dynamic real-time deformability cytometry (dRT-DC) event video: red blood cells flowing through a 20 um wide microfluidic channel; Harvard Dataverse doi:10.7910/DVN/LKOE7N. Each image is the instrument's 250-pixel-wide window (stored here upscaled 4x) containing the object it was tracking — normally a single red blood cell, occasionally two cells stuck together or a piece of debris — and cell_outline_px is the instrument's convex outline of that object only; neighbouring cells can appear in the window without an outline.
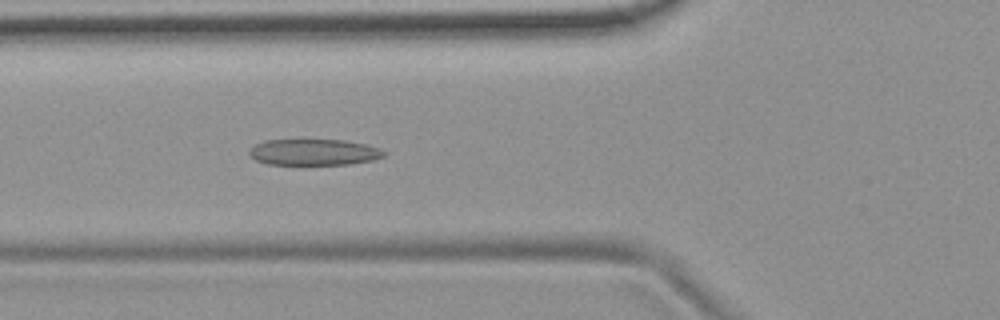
{"species": "common noctule bat (a hibernating species)", "species_latin": "Nyctalus noctula", "temperature_condition": "room temperature", "stored_images_in_passage": 53, "camera_frame_rate_fps": 3000, "um_per_image_px": 0.085, "animal": {"sex": "female", "body_mass_g": 19.9}, "frame": {"image": 1, "passage_image": 19, "time_ms": 6.0, "image_size_px": [1000, 320], "cell_outline_px": [[388, 152], [384, 156], [372, 160], [352, 164], [268, 164], [256, 160], [248, 156], [248, 152], [256, 144], [264, 140], [344, 140], [364, 144], [380, 148]], "centroid_in_image_um": [26.69, 12.93], "position_along_channel_um": 99.1, "area_um2": 20.52}}
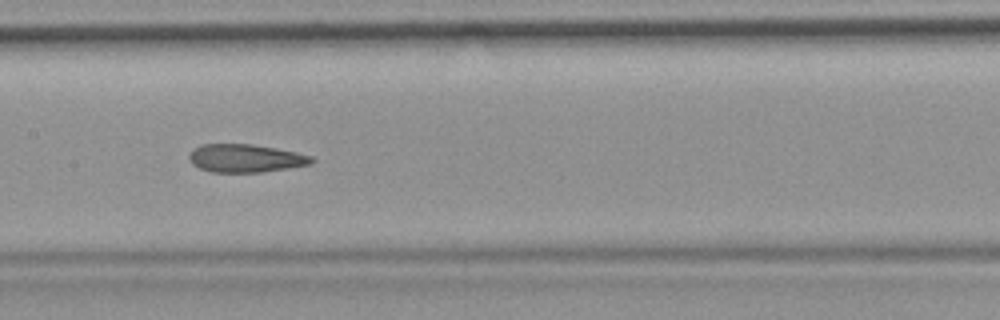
{"frame": {"image": 2, "passage_image": 26, "time_ms": 8.333, "image_size_px": [1000, 320], "cell_outline_px": [[316, 160], [312, 164], [264, 172], [212, 172], [200, 168], [192, 164], [188, 160], [188, 156], [192, 148], [200, 144], [252, 144], [276, 148], [296, 152], [312, 156]], "centroid_in_image_um": [20.86, 13.45], "position_along_channel_um": 186.5, "area_um2": 20.29}}
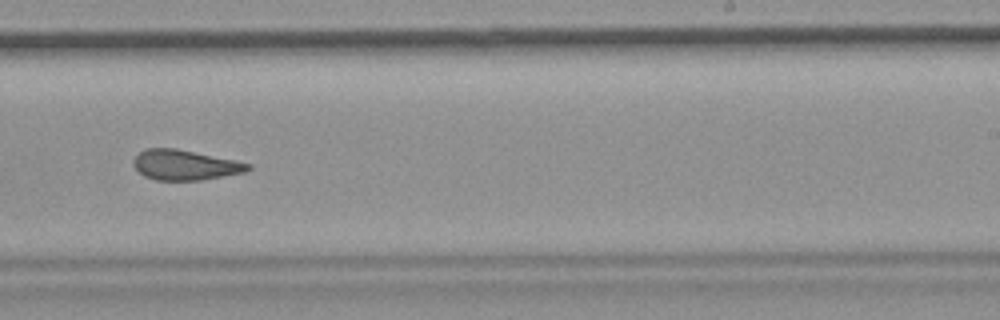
{"frame": {"image": 3, "passage_image": 33, "time_ms": 10.667, "image_size_px": [1000, 320], "cell_outline_px": [[252, 168], [244, 172], [200, 180], [156, 180], [144, 176], [132, 164], [132, 160], [144, 148], [176, 148], [236, 160], [252, 164]], "centroid_in_image_um": [15.72, 14.01], "position_along_channel_um": 273.3, "area_um2": 20.11}, "authors_computed_cell_mechanics": {"area_um2": 21.3282, "velocity_mm_per_s": 3.7388, "shape_relaxation_time_tau1_ms": null, "shape_relaxation_time_tau2_ms": 2.6562, "deformation_change_tau1": null, "deformation_change_tau2": 0.1}}